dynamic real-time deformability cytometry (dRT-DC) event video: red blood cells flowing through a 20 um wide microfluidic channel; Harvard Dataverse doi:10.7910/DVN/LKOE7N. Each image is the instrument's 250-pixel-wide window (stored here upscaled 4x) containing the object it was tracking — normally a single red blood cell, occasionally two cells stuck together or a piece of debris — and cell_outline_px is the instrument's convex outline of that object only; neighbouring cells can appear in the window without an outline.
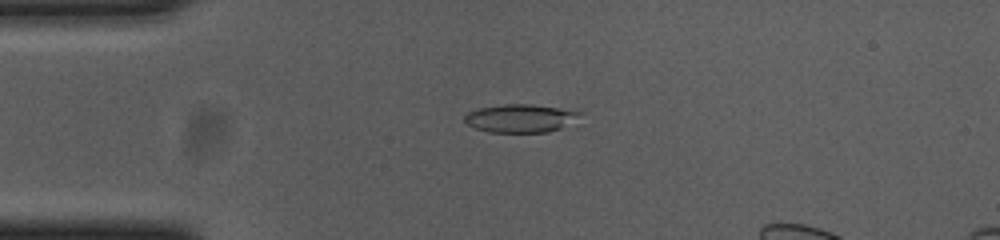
{"species": "common noctule bat (a hibernating species)", "species_latin": "Nyctalus noctula", "temperature_condition": "cold", "stored_images_in_passage": 40, "camera_frame_rate_fps": 3000, "um_per_image_px": 0.085, "animal": {"sex": "female", "body_mass_g": 23.0, "forearm_length_mm": 53.4}, "frame": {"image": 1, "passage_image": 3, "time_ms": 0.667, "image_size_px": [1000, 240], "cell_outline_px": [[584, 112], [560, 128], [548, 132], [488, 132], [476, 128], [468, 124], [464, 120], [464, 116], [468, 112], [480, 108], [504, 104], [532, 104]], "centroid_in_image_um": [44.19, 10.05], "position_along_channel_um": 40.8, "area_um2": 18.55}}
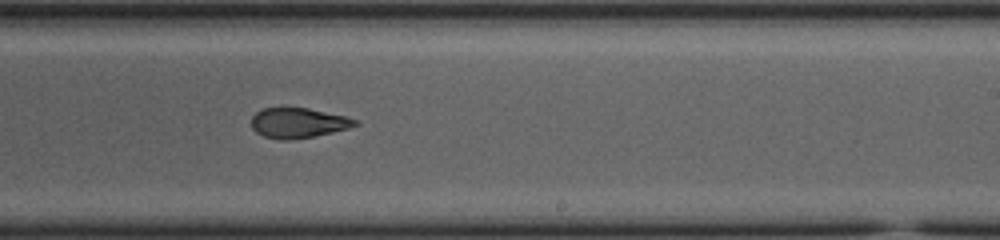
{"frame": {"image": 2, "passage_image": 23, "time_ms": 7.333, "image_size_px": [1000, 240], "cell_outline_px": [[360, 124], [348, 128], [332, 132], [312, 136], [288, 140], [284, 140], [264, 136], [256, 132], [252, 128], [252, 116], [256, 112], [264, 108], [308, 108], [344, 116], [360, 120]], "centroid_in_image_um": [25.36, 10.44], "position_along_channel_um": 263.6, "area_um2": 17.98}}
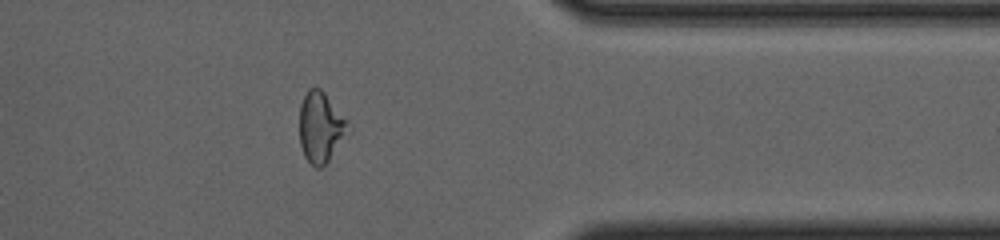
{"frame": {"image": 3, "passage_image": 34, "time_ms": 11.0, "image_size_px": [1000, 240], "cell_outline_px": [[344, 124], [340, 136], [328, 160], [320, 168], [316, 168], [304, 156], [300, 144], [300, 104], [308, 88], [320, 88], [324, 92], [344, 120]], "centroid_in_image_um": [27.1, 10.78], "position_along_channel_um": 384.3, "area_um2": 18.21}, "authors_computed_cell_mechanics": {"area_um2": 18.8428, "velocity_mm_per_s": 3.7121, "shape_relaxation_time_tau1_ms": null, "shape_relaxation_time_tau2_ms": 2.5644, "deformation_change_tau1": null, "deformation_change_tau2": 0.1063}}